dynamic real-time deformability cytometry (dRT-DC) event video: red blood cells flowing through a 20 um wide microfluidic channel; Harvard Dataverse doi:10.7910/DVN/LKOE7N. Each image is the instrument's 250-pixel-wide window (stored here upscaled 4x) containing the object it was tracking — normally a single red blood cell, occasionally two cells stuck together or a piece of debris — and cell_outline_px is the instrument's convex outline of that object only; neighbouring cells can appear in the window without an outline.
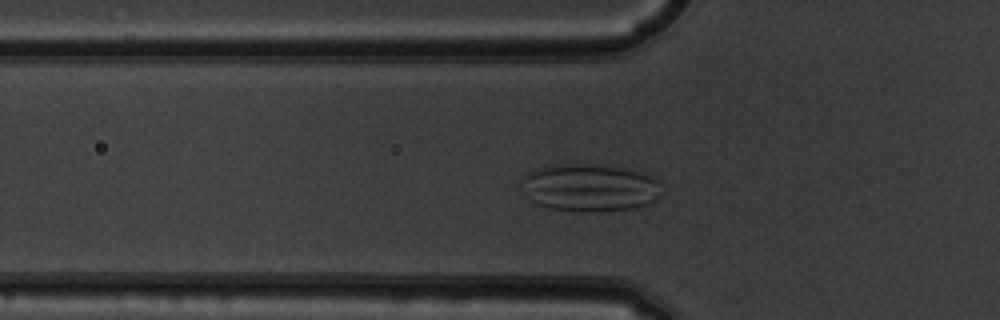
{"species": "common noctule bat (a hibernating species)", "species_latin": "Nyctalus noctula", "temperature_condition": "warm", "stored_images_in_passage": 47, "camera_frame_rate_fps": 3000, "um_per_image_px": 0.085, "animal": {"sex": "male", "body_mass_g": 19.5, "forearm_length_mm": 54.6}, "frame": {"image": 1, "passage_image": 13, "time_ms": 4.0, "image_size_px": [1000, 320], "cell_outline_px": [[660, 196], [648, 204], [636, 208], [600, 212], [584, 212], [548, 208], [536, 204], [532, 200], [524, 180], [524, 176], [528, 172], [540, 168], [572, 164], [604, 164], [648, 172], [656, 180]], "centroid_in_image_um": [50.24, 15.96], "position_along_channel_um": 75.6, "area_um2": 38.55}}
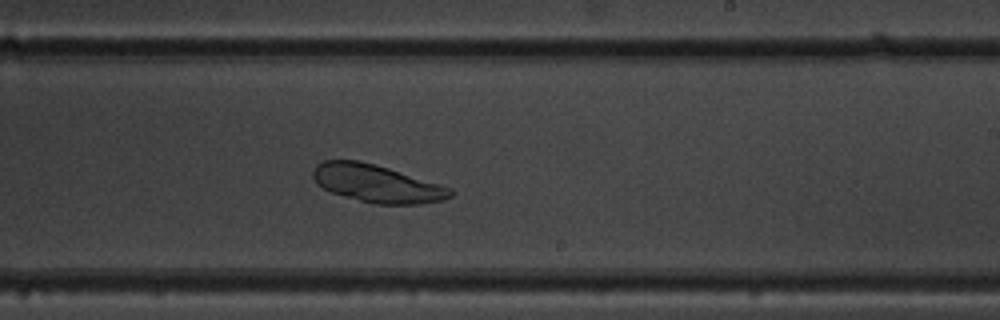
{"frame": {"image": 2, "passage_image": 27, "time_ms": 8.667, "image_size_px": [1000, 320], "cell_outline_px": [[456, 192], [452, 196], [444, 200], [416, 204], [376, 204], [344, 196], [332, 192], [316, 184], [312, 176], [312, 172], [316, 164], [324, 160], [356, 160], [388, 168], [440, 184], [452, 188]], "centroid_in_image_um": [32.04, 15.6], "position_along_channel_um": 257.0, "area_um2": 30.0}}
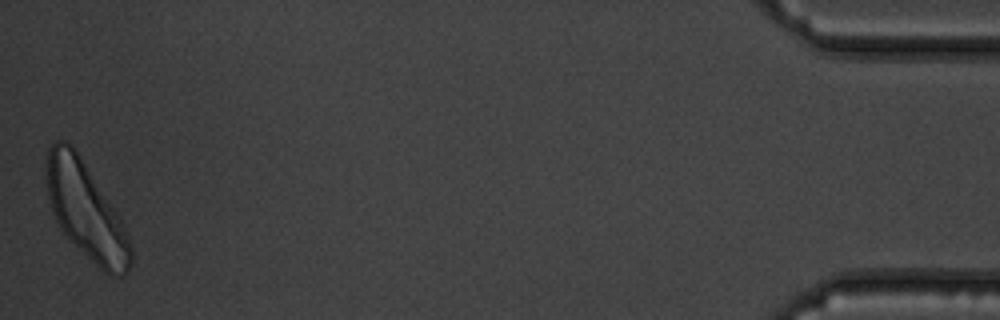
{"frame": {"image": 3, "passage_image": 47, "time_ms": 15.333, "image_size_px": [1000, 320], "cell_outline_px": [[132, 264], [128, 272], [124, 276], [112, 276], [104, 272], [60, 228], [52, 212], [48, 196], [48, 148], [56, 140], [64, 140], [72, 144], [80, 156], [116, 212], [128, 236], [132, 248]], "centroid_in_image_um": [7.33, 17.94], "position_along_channel_um": 427.9, "area_um2": 45.95}}